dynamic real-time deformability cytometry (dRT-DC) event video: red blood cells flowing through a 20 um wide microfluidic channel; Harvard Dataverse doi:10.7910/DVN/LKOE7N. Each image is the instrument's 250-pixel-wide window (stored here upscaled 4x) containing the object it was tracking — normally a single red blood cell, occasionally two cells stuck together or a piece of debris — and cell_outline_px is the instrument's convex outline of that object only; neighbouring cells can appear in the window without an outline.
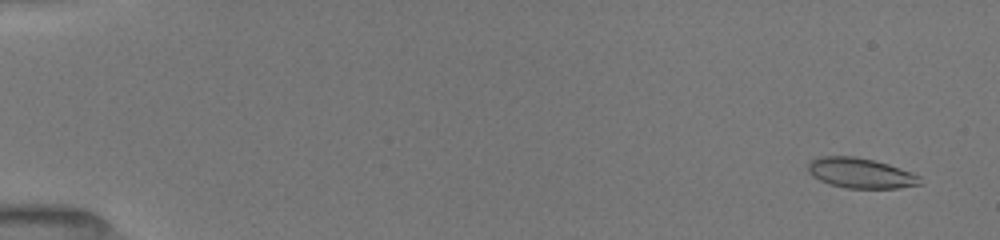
{"species": "common noctule bat (a hibernating species)", "species_latin": "Nyctalus noctula", "temperature_condition": "room temperature", "stored_images_in_passage": 27, "camera_frame_rate_fps": 3000, "um_per_image_px": 0.085, "animal": {"sex": "female", "body_mass_g": 19.5, "forearm_length_mm": 54.1}, "frame": {"image": 1, "passage_image": 3, "time_ms": 0.667, "image_size_px": [1000, 240], "cell_outline_px": [[924, 184], [900, 188], [844, 188], [828, 184], [812, 176], [808, 172], [808, 164], [816, 156], [856, 156], [888, 164], [912, 172], [920, 176]], "centroid_in_image_um": [73.16, 14.72], "position_along_channel_um": 11.8, "area_um2": 19.94}}
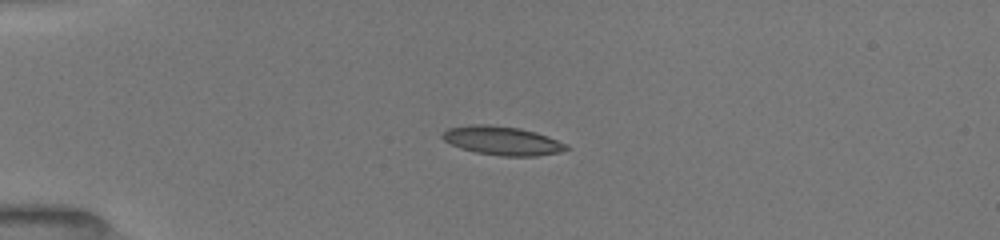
{"frame": {"image": 2, "passage_image": 18, "time_ms": 4.333, "image_size_px": [1000, 240], "cell_outline_px": [[572, 148], [560, 152], [536, 156], [500, 156], [476, 152], [460, 148], [444, 140], [440, 136], [448, 128], [468, 124], [488, 124], [520, 128], [536, 132], [548, 136], [568, 144]], "centroid_in_image_um": [42.72, 11.95], "position_along_channel_um": 42.3, "area_um2": 20.98}}
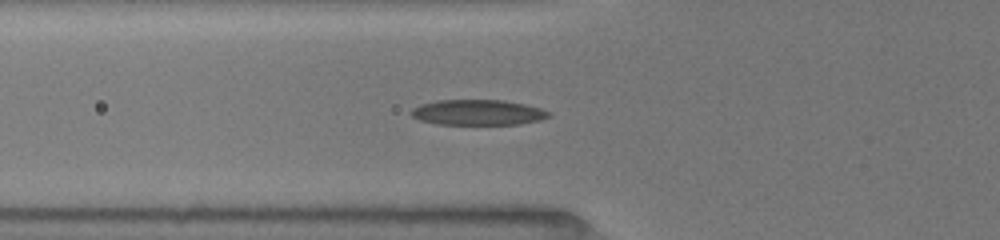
{"frame": {"image": 3, "passage_image": 27, "time_ms": 6.333, "image_size_px": [1000, 240], "cell_outline_px": [[548, 116], [540, 120], [520, 124], [436, 124], [420, 120], [412, 116], [408, 112], [412, 108], [420, 104], [436, 100], [504, 100], [524, 104], [540, 108], [548, 112]], "centroid_in_image_um": [40.55, 9.55], "position_along_channel_um": 85.3, "area_um2": 20.35}}